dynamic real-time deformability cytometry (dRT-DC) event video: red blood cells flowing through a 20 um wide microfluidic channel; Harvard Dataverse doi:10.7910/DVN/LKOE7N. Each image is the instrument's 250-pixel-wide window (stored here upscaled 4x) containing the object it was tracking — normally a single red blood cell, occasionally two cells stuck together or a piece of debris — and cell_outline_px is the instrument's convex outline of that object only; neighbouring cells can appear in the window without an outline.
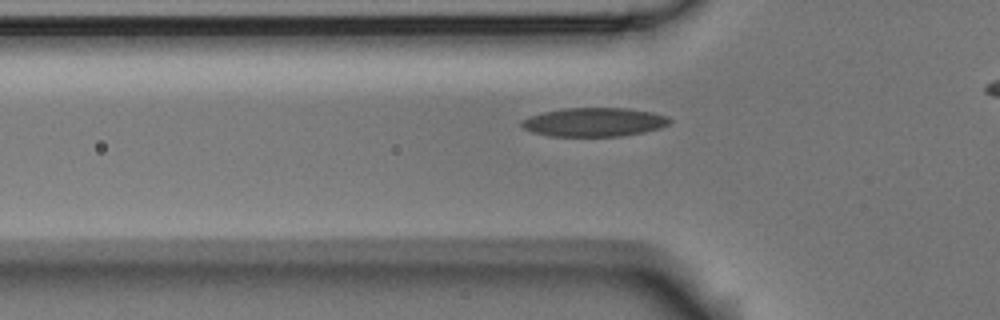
{"species": "Egyptian fruit bat (a non-hibernating species)", "species_latin": "Rousettus aegyptiacus", "temperature_condition": "room temperature", "stored_images_in_passage": 39, "camera_frame_rate_fps": 3000, "um_per_image_px": 0.085, "animal": {"sex": "male"}, "frame": {"image": 1, "passage_image": 12, "time_ms": 3.667, "image_size_px": [1000, 320], "cell_outline_px": [[672, 120], [668, 124], [660, 128], [644, 132], [620, 136], [548, 136], [532, 132], [524, 128], [520, 124], [520, 120], [544, 112], [564, 108], [628, 108], [652, 112], [668, 116]], "centroid_in_image_um": [50.51, 10.38], "position_along_channel_um": 75.3, "area_um2": 24.85}}
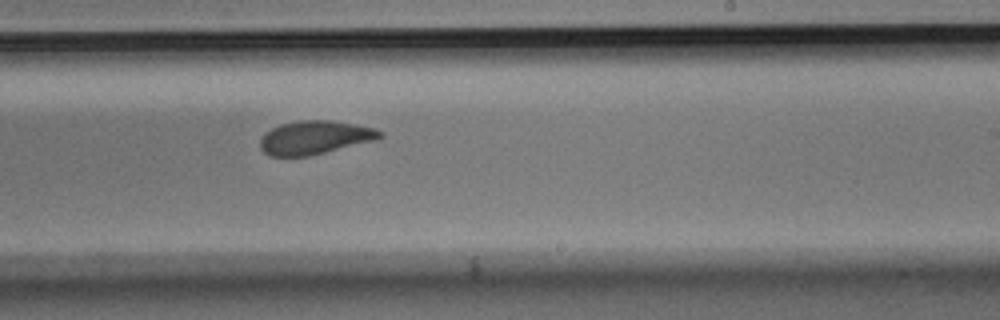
{"frame": {"image": 2, "passage_image": 27, "time_ms": 8.667, "image_size_px": [1000, 320], "cell_outline_px": [[384, 136], [380, 140], [308, 156], [268, 156], [260, 148], [260, 140], [264, 132], [280, 124], [300, 120], [328, 120], [352, 124], [372, 128], [384, 132]], "centroid_in_image_um": [26.77, 11.7], "position_along_channel_um": 262.2, "area_um2": 23.58}}
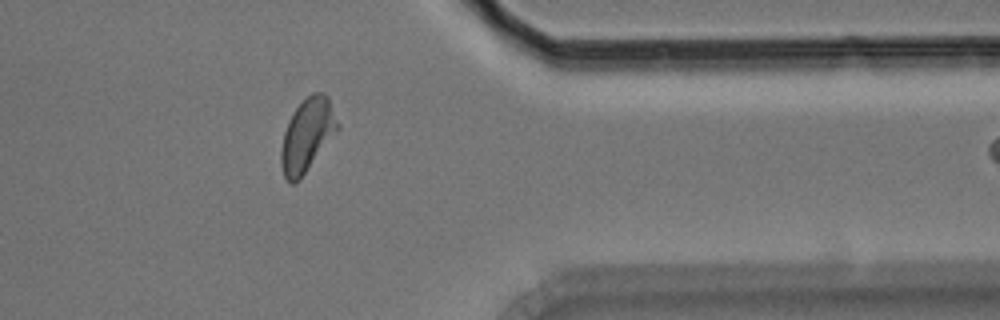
{"frame": {"image": 3, "passage_image": 38, "time_ms": 12.333, "image_size_px": [1000, 320], "cell_outline_px": [[340, 128], [300, 180], [296, 184], [292, 184], [284, 176], [280, 164], [280, 152], [284, 132], [288, 120], [292, 112], [312, 92], [324, 92], [328, 96]], "centroid_in_image_um": [26.1, 11.5], "position_along_channel_um": 385.3, "area_um2": 24.16}}